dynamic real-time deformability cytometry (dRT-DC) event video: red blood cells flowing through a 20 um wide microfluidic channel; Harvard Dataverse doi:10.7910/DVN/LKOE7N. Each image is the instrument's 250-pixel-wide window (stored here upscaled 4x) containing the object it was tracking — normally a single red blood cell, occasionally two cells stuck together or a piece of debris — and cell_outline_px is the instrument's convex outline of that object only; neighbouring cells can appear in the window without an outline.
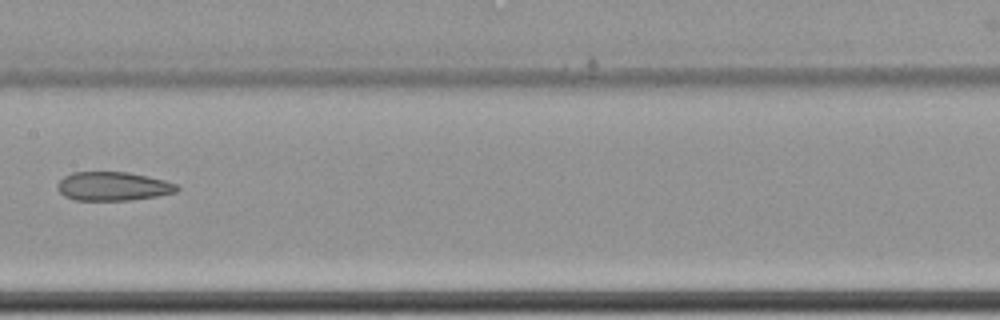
{"species": "common noctule bat (a hibernating species)", "species_latin": "Nyctalus noctula", "temperature_condition": "cold", "stored_images_in_passage": 15, "camera_frame_rate_fps": 3000, "um_per_image_px": 0.085, "animal": {"sex": "female", "body_mass_g": 22.7, "forearm_length_mm": 54.2}, "frame": {"image": 1, "passage_image": 9, "time_ms": 2.667, "image_size_px": [1000, 320], "cell_outline_px": [[180, 188], [176, 192], [156, 196], [128, 200], [76, 200], [64, 196], [56, 188], [56, 184], [64, 176], [72, 172], [128, 172], [148, 176], [164, 180], [176, 184]], "centroid_in_image_um": [9.58, 15.83], "position_along_channel_um": 197.8, "area_um2": 20.06}}
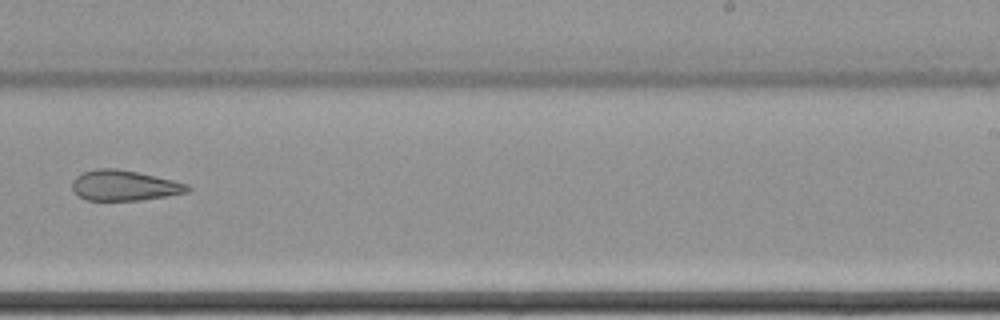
{"frame": {"image": 2, "passage_image": 11, "time_ms": 3.333, "image_size_px": [1000, 320], "cell_outline_px": [[192, 188], [188, 192], [140, 200], [84, 200], [72, 188], [72, 180], [76, 176], [84, 172], [96, 168], [116, 168], [136, 172], [172, 180], [188, 184]], "centroid_in_image_um": [10.55, 15.76], "position_along_channel_um": 278.5, "area_um2": 20.23}}